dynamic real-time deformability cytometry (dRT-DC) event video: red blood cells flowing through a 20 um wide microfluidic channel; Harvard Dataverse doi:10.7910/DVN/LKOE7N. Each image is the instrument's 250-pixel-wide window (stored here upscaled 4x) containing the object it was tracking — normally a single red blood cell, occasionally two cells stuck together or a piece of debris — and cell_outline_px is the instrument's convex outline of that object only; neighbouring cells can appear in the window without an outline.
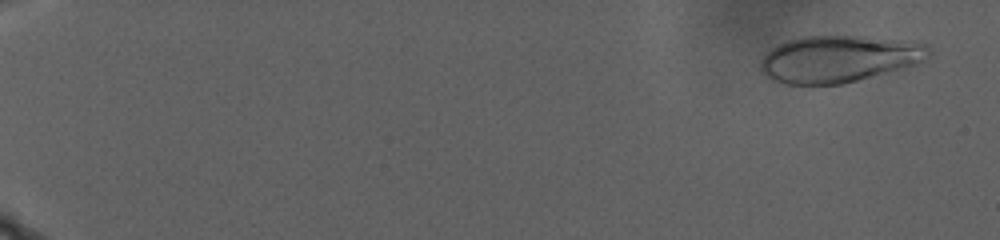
{"species": "human", "species_latin": "Homo sapiens", "temperature_condition": "warm", "stored_images_in_passage": 88, "camera_frame_rate_fps": 3000, "um_per_image_px": 0.085, "donor": {"sex": "male"}, "frame": {"image": 1, "passage_image": 5, "time_ms": 1.333, "image_size_px": [1000, 240], "cell_outline_px": [[932, 52], [924, 60], [916, 64], [904, 68], [844, 84], [784, 84], [772, 80], [760, 72], [760, 64], [764, 56], [772, 48], [788, 40], [804, 36], [856, 36], [928, 44]], "centroid_in_image_um": [71.29, 5.02], "position_along_channel_um": 13.7, "area_um2": 45.66}}
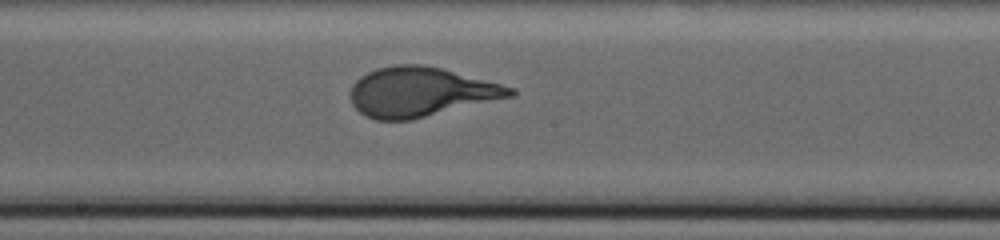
{"frame": {"image": 2, "passage_image": 61, "time_ms": 20.0, "image_size_px": [1000, 240], "cell_outline_px": [[516, 92], [512, 96], [412, 120], [376, 120], [364, 116], [352, 104], [348, 92], [352, 84], [360, 76], [376, 68], [396, 64], [420, 64], [440, 68], [500, 84], [512, 88]], "centroid_in_image_um": [35.66, 7.82], "position_along_channel_um": 212.5, "area_um2": 45.89}}
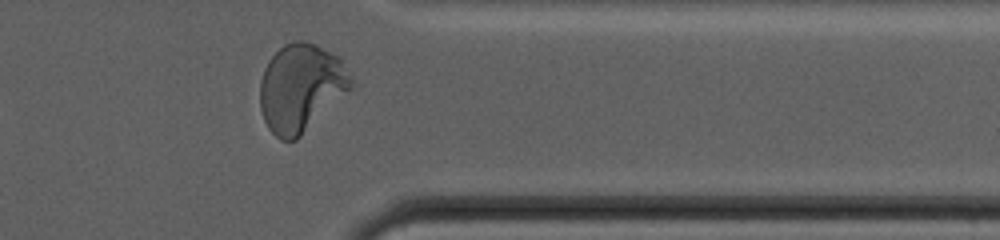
{"frame": {"image": 3, "passage_image": 85, "time_ms": 28.0, "image_size_px": [1000, 240], "cell_outline_px": [[352, 80], [348, 88], [296, 140], [280, 140], [268, 128], [264, 120], [260, 108], [260, 80], [264, 68], [268, 60], [284, 44], [296, 40], [304, 40], [316, 44], [340, 56]], "centroid_in_image_um": [25.51, 7.41], "position_along_channel_um": 385.9, "area_um2": 45.78}, "authors_computed_cell_mechanics": {"area_um2": 45.0551, "velocity_mm_per_s": 2.1948, "shape_relaxation_time_tau1_ms": 7.6074, "shape_relaxation_time_tau2_ms": null, "deformation_change_tau1": 0.2718, "deformation_change_tau2": null}}